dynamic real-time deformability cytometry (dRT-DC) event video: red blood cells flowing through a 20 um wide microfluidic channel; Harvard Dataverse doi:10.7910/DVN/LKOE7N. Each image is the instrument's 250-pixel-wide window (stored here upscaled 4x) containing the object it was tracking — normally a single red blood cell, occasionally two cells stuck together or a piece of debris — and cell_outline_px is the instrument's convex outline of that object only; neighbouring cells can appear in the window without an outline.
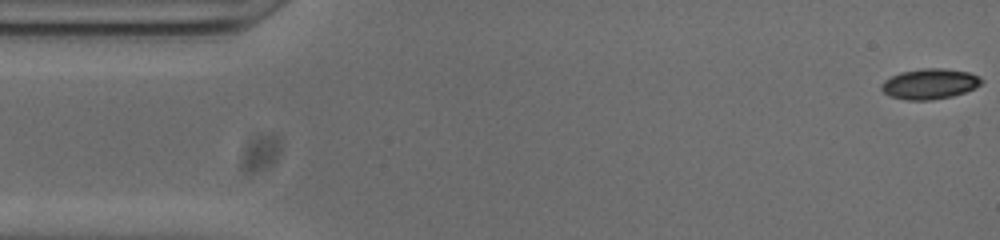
{"species": "common noctule bat (a hibernating species)", "species_latin": "Nyctalus noctula", "temperature_condition": "cold", "stored_images_in_passage": 52, "camera_frame_rate_fps": 3000, "um_per_image_px": 0.085, "animal": {"sex": "male", "body_mass_g": 20.0, "forearm_length_mm": 53.3}, "frame": {"image": 1, "passage_image": 1, "time_ms": 0.0, "image_size_px": [1000, 240], "cell_outline_px": [[984, 80], [980, 84], [964, 92], [952, 96], [932, 100], [908, 100], [888, 96], [880, 88], [880, 84], [884, 80], [900, 72], [924, 68], [944, 68], [968, 72], [980, 76]], "centroid_in_image_um": [79.0, 7.12], "position_along_channel_um": 6.0, "area_um2": 17.74}}
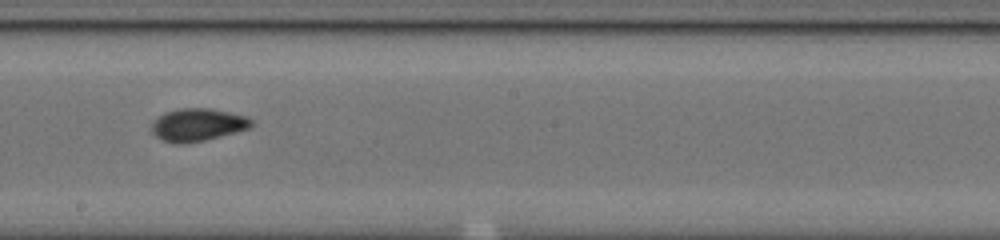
{"frame": {"image": 2, "passage_image": 28, "time_ms": 9.0, "image_size_px": [1000, 240], "cell_outline_px": [[256, 124], [248, 128], [236, 132], [204, 140], [184, 144], [176, 144], [160, 140], [152, 132], [152, 124], [164, 112], [180, 108], [208, 108], [232, 112], [248, 116]], "centroid_in_image_um": [16.83, 10.6], "position_along_channel_um": 231.4, "area_um2": 19.13}}
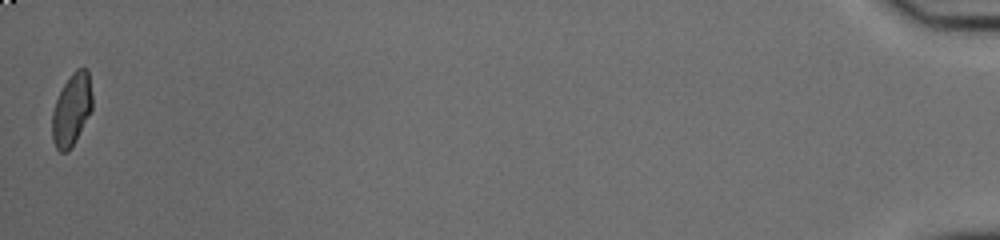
{"frame": {"image": 3, "passage_image": 52, "time_ms": 17.0, "image_size_px": [1000, 240], "cell_outline_px": [[92, 108], [76, 140], [68, 152], [60, 152], [56, 148], [52, 140], [52, 112], [56, 100], [64, 84], [72, 72], [76, 68], [88, 68], [92, 96]], "centroid_in_image_um": [6.09, 9.31], "position_along_channel_um": 429.1, "area_um2": 16.88}, "authors_computed_cell_mechanics": {"area_um2": 17.8313, "velocity_mm_per_s": 3.8419, "shape_relaxation_time_tau1_ms": 3.6682, "shape_relaxation_time_tau2_ms": 1.2739, "deformation_change_tau1": 0.1367, "deformation_change_tau2": 0.0574}}